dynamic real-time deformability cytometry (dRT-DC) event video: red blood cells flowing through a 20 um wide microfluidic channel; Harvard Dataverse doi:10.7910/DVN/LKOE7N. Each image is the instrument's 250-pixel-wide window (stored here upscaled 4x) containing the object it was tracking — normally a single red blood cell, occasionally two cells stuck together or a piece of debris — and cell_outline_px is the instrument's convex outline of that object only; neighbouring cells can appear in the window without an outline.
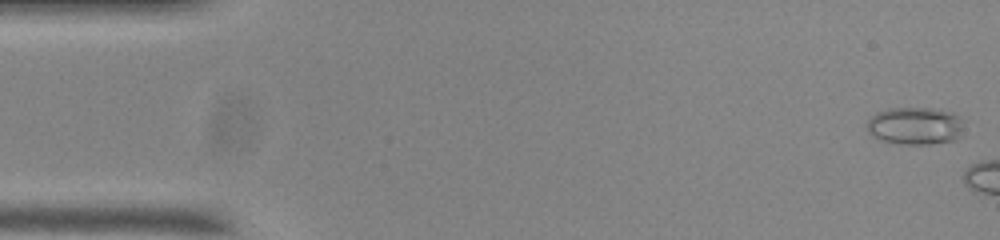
{"species": "common noctule bat (a hibernating species)", "species_latin": "Nyctalus noctula", "temperature_condition": "room temperature", "stored_images_in_passage": 5, "camera_frame_rate_fps": 3000, "um_per_image_px": 0.085, "animal": {"sex": "male", "body_mass_g": 20.0, "forearm_length_mm": 53.3}, "frame": {"image": 1, "passage_image": 1, "time_ms": 0.0, "image_size_px": [1000, 240], "cell_outline_px": [[964, 120], [960, 136], [956, 140], [932, 144], [904, 144], [880, 140], [872, 136], [868, 132], [864, 124], [876, 112], [888, 108], [932, 108], [952, 112], [960, 116]], "centroid_in_image_um": [77.78, 10.69], "position_along_channel_um": 7.2, "area_um2": 21.62}}